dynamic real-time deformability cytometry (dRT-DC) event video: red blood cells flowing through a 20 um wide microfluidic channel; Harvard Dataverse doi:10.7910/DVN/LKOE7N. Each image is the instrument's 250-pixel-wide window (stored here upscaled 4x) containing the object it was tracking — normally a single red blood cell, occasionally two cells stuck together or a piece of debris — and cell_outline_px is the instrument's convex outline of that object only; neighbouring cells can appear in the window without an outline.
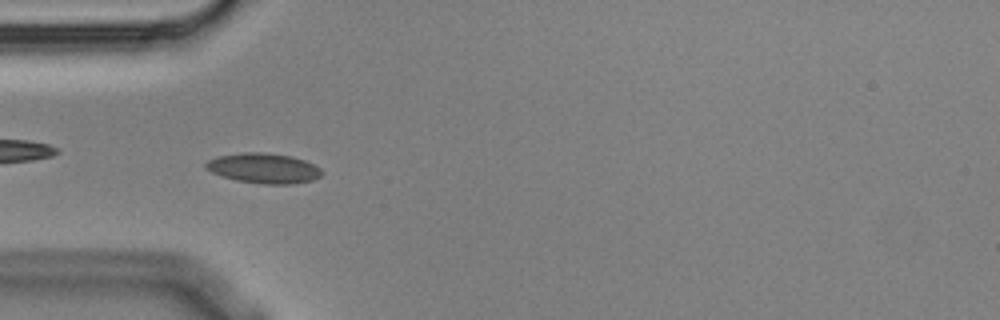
{"species": "Egyptian fruit bat (a non-hibernating species)", "species_latin": "Rousettus aegyptiacus", "temperature_condition": "cold", "stored_images_in_passage": 6, "camera_frame_rate_fps": 3000, "um_per_image_px": 0.085, "animal": {"sex": "male"}, "frame": {"image": 1, "passage_image": 5, "time_ms": 1.333, "image_size_px": [1000, 320], "cell_outline_px": [[324, 172], [320, 176], [312, 180], [292, 184], [264, 184], [236, 180], [212, 172], [204, 168], [204, 164], [208, 160], [216, 156], [244, 152], [264, 152], [292, 156], [304, 160], [320, 168]], "centroid_in_image_um": [22.4, 14.29], "position_along_channel_um": 62.6, "area_um2": 20.35}}
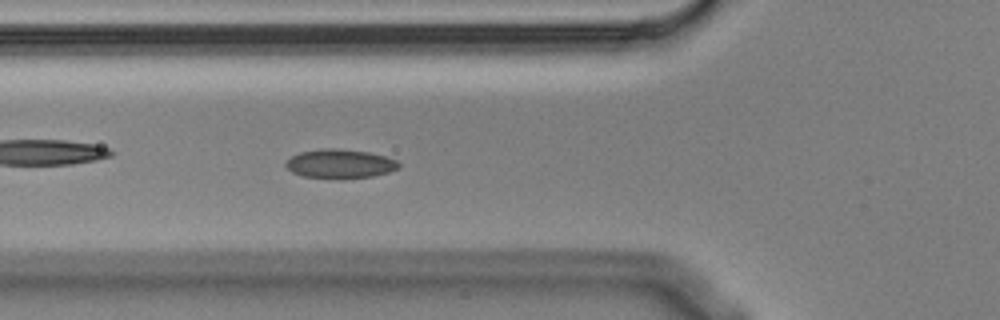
{"frame": {"image": 2, "passage_image": 6, "time_ms": 1.667, "image_size_px": [1000, 320], "cell_outline_px": [[400, 168], [388, 172], [372, 176], [340, 180], [304, 176], [292, 172], [284, 164], [292, 156], [300, 152], [324, 148], [336, 148], [368, 152], [384, 156], [396, 160], [400, 164]], "centroid_in_image_um": [28.91, 13.93], "position_along_channel_um": 96.9, "area_um2": 19.25}}